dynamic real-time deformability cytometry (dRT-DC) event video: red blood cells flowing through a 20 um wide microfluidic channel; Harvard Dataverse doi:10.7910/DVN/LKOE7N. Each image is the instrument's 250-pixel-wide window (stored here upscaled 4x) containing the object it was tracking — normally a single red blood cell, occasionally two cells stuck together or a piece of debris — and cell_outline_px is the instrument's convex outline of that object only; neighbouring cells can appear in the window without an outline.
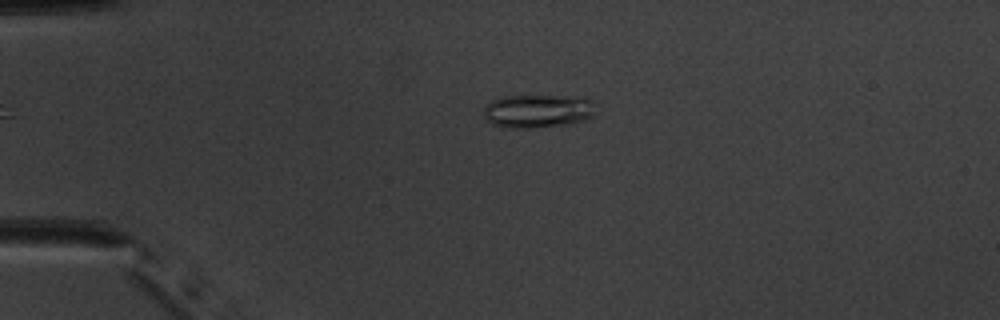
{"species": "common noctule bat (a hibernating species)", "species_latin": "Nyctalus noctula", "temperature_condition": "warm", "stored_images_in_passage": 43, "camera_frame_rate_fps": 3000, "um_per_image_px": 0.085, "animal": {"sex": "male", "body_mass_g": 20.1, "forearm_length_mm": 53.5}, "frame": {"image": 1, "passage_image": 4, "time_ms": 1.0, "image_size_px": [1000, 320], "cell_outline_px": [[592, 116], [572, 124], [528, 128], [504, 128], [492, 124], [484, 116], [484, 108], [492, 100], [500, 96], [556, 96], [592, 100]], "centroid_in_image_um": [45.62, 9.46], "position_along_channel_um": 39.4, "area_um2": 21.44}}
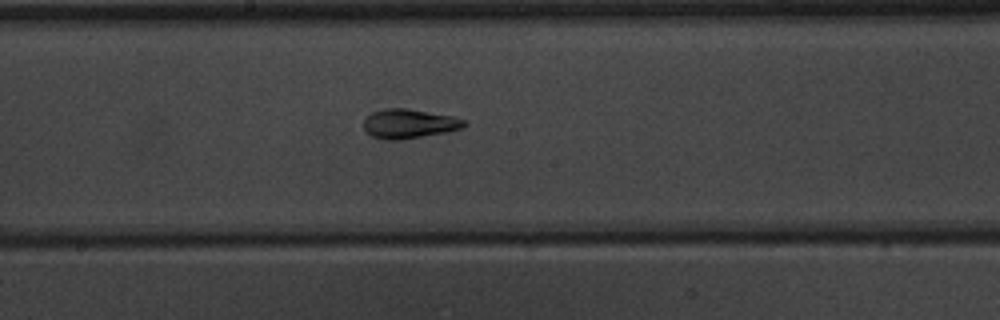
{"frame": {"image": 2, "passage_image": 20, "time_ms": 6.333, "image_size_px": [1000, 320], "cell_outline_px": [[468, 124], [464, 128], [448, 132], [400, 140], [384, 140], [372, 136], [364, 128], [364, 120], [372, 112], [384, 108], [408, 108], [452, 116], [464, 120]], "centroid_in_image_um": [34.8, 10.52], "position_along_channel_um": 213.4, "area_um2": 17.28}}
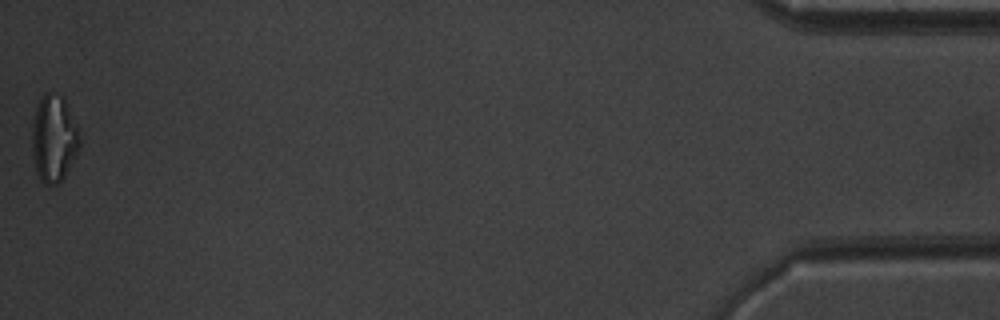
{"frame": {"image": 3, "passage_image": 43, "time_ms": 14.0, "image_size_px": [1000, 320], "cell_outline_px": [[80, 148], [64, 176], [56, 184], [44, 184], [40, 180], [36, 172], [32, 152], [32, 128], [36, 108], [44, 92], [48, 92], [60, 96], [64, 100], [76, 128], [80, 140]], "centroid_in_image_um": [4.55, 11.81], "position_along_channel_um": 430.7, "area_um2": 23.52}, "authors_computed_cell_mechanics": {"area_um2": 17.3978, "velocity_mm_per_s": 3.9805, "shape_relaxation_time_tau1_ms": 9.7917, "shape_relaxation_time_tau2_ms": 2.5911, "deformation_change_tau1": 0.2412, "deformation_change_tau2": 0.0723}}